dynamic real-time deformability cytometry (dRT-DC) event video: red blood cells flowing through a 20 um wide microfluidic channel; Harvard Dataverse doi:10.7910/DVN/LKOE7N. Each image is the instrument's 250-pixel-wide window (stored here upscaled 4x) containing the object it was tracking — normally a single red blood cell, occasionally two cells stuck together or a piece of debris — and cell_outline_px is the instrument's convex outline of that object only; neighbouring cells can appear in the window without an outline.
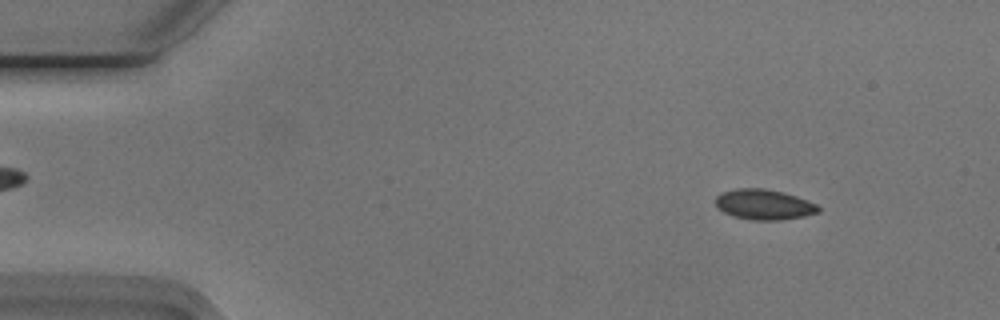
{"species": "Egyptian fruit bat (a non-hibernating species)", "species_latin": "Rousettus aegyptiacus", "temperature_condition": "cold", "stored_images_in_passage": 54, "camera_frame_rate_fps": 3000, "um_per_image_px": 0.085, "animal": {"sex": "male"}, "frame": {"image": 1, "passage_image": 6, "time_ms": 1.667, "image_size_px": [1000, 320], "cell_outline_px": [[820, 212], [804, 216], [780, 220], [752, 220], [732, 216], [716, 208], [716, 196], [720, 192], [736, 188], [764, 188], [784, 192], [796, 196], [816, 204], [820, 208]], "centroid_in_image_um": [64.91, 17.38], "position_along_channel_um": 20.1, "area_um2": 18.32}}
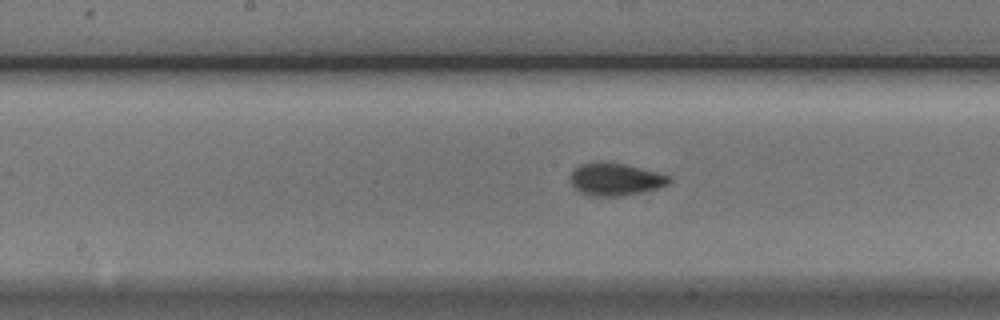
{"frame": {"image": 2, "passage_image": 27, "time_ms": 8.667, "image_size_px": [1000, 320], "cell_outline_px": [[672, 180], [668, 184], [656, 188], [624, 196], [588, 196], [580, 192], [572, 184], [572, 172], [580, 164], [624, 164], [672, 176]], "centroid_in_image_um": [52.35, 15.28], "position_along_channel_um": 195.8, "area_um2": 18.03}}
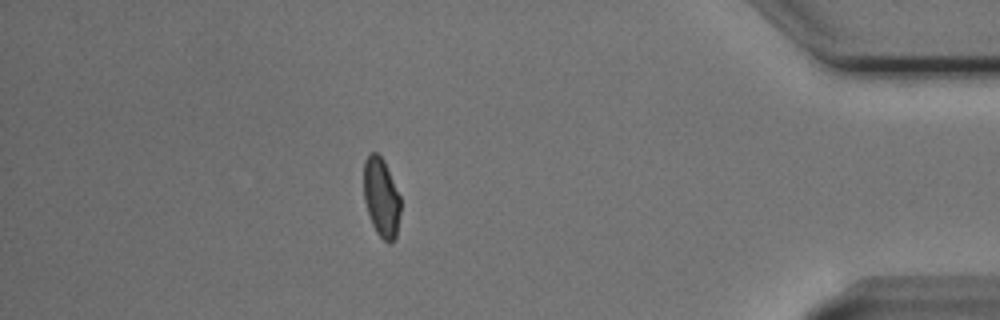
{"frame": {"image": 3, "passage_image": 47, "time_ms": 15.333, "image_size_px": [1000, 320], "cell_outline_px": [[400, 212], [396, 236], [388, 244], [376, 232], [372, 224], [364, 200], [364, 160], [372, 152], [376, 152], [384, 160], [400, 196]], "centroid_in_image_um": [32.41, 16.78], "position_along_channel_um": 402.8, "area_um2": 16.82}, "authors_computed_cell_mechanics": {"area_um2": 18.0914, "velocity_mm_per_s": 3.7718, "shape_relaxation_time_tau1_ms": 2.8285, "shape_relaxation_time_tau2_ms": null, "deformation_change_tau1": 0.0737, "deformation_change_tau2": null}}